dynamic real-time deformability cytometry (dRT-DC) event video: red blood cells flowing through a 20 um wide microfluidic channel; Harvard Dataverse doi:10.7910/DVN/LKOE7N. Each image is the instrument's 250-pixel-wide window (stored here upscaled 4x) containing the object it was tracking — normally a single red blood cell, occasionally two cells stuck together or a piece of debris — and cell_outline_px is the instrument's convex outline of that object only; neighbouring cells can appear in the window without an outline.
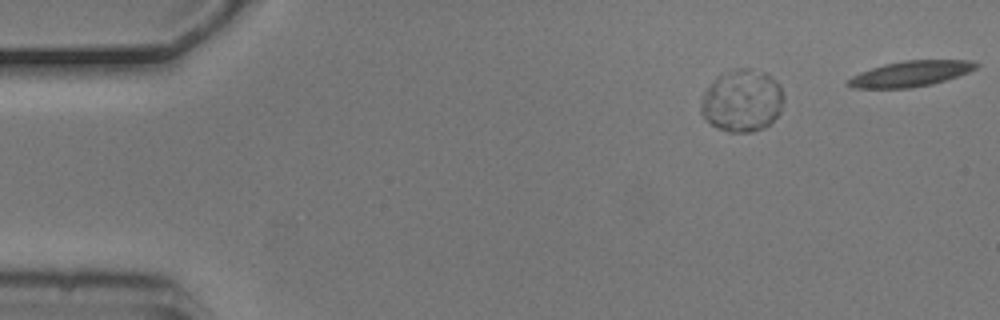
{"species": "common noctule bat (a hibernating species)", "species_latin": "Nyctalus noctula", "temperature_condition": "cold", "stored_images_in_passage": 4, "camera_frame_rate_fps": 3000, "um_per_image_px": 0.085, "animal": {"sex": "male", "body_mass_g": 20.5, "forearm_length_mm": 52.5}, "frame": {"image": 1, "passage_image": 1, "time_ms": 0.0, "image_size_px": [1000, 320], "cell_outline_px": [[784, 100], [780, 112], [764, 128], [752, 132], [728, 132], [716, 128], [700, 112], [700, 104], [704, 92], [716, 76], [732, 68], [748, 68], [768, 72], [780, 84], [784, 96]], "centroid_in_image_um": [63.09, 8.53], "position_along_channel_um": 21.9, "area_um2": 30.46}}